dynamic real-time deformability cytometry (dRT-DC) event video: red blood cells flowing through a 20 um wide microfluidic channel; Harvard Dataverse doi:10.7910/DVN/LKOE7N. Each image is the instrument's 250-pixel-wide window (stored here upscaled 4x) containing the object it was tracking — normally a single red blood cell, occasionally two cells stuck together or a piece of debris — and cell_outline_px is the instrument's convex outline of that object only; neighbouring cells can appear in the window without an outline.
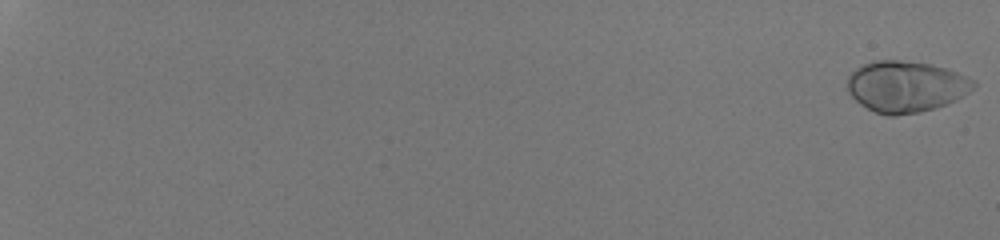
{"species": "human", "species_latin": "Homo sapiens", "temperature_condition": "room temperature", "stored_images_in_passage": 55, "camera_frame_rate_fps": 3000, "um_per_image_px": 0.085, "donor": {"sex": "male"}, "frame": {"image": 1, "passage_image": 1, "time_ms": 0.0, "image_size_px": [1000, 240], "cell_outline_px": [[976, 84], [968, 92], [956, 100], [936, 108], [920, 112], [896, 116], [888, 116], [876, 112], [860, 104], [848, 92], [848, 76], [856, 68], [864, 64], [876, 60], [900, 60], [932, 64], [956, 72], [976, 80]], "centroid_in_image_um": [77.0, 7.36], "position_along_channel_um": 8.0, "area_um2": 37.63}}
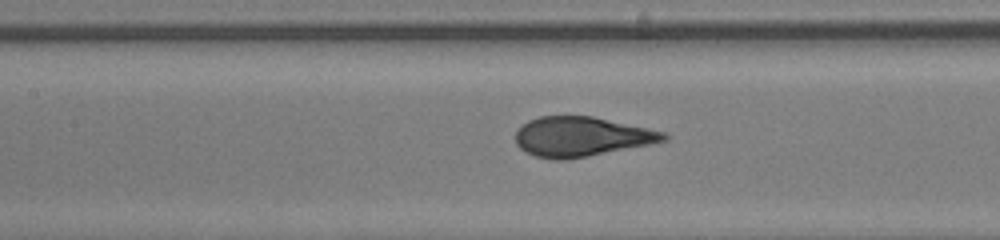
{"frame": {"image": 2, "passage_image": 32, "time_ms": 10.333, "image_size_px": [1000, 240], "cell_outline_px": [[668, 140], [568, 160], [556, 160], [536, 156], [520, 148], [516, 144], [516, 128], [520, 124], [528, 120], [540, 116], [592, 116], [664, 132], [668, 136]], "centroid_in_image_um": [49.35, 11.61], "position_along_channel_um": 158.0, "area_um2": 33.99}}
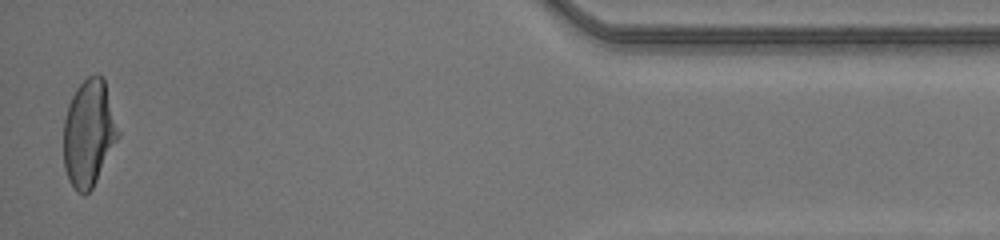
{"frame": {"image": 3, "passage_image": 55, "time_ms": 18.0, "image_size_px": [1000, 240], "cell_outline_px": [[120, 136], [92, 188], [84, 196], [76, 192], [68, 180], [64, 168], [64, 120], [68, 104], [76, 88], [88, 76], [96, 72], [104, 76], [120, 132]], "centroid_in_image_um": [7.56, 11.3], "position_along_channel_um": 427.6, "area_um2": 34.39}}